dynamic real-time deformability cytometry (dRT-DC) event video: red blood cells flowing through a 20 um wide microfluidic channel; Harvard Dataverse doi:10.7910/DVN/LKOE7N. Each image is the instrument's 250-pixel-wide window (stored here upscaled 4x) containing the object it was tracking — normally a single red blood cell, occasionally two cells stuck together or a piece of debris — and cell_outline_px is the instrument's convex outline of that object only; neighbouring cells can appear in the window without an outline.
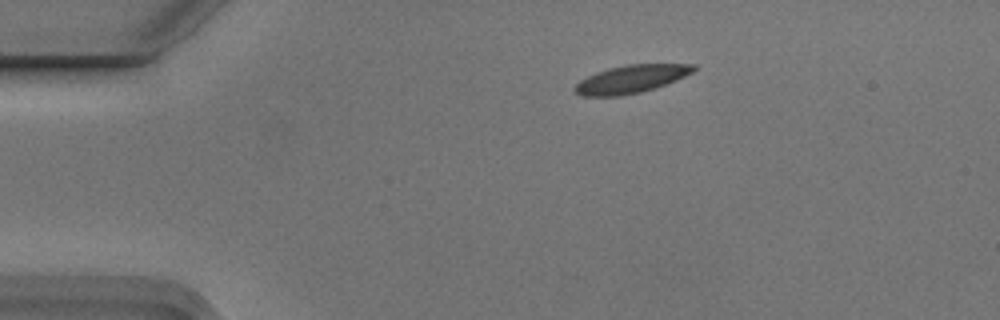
{"species": "Egyptian fruit bat (a non-hibernating species)", "species_latin": "Rousettus aegyptiacus", "temperature_condition": "cold", "stored_images_in_passage": 5, "camera_frame_rate_fps": 3000, "um_per_image_px": 0.085, "animal": {"sex": "male"}, "frame": {"image": 1, "passage_image": 2, "time_ms": 0.333, "image_size_px": [1000, 320], "cell_outline_px": [[696, 68], [692, 72], [676, 80], [640, 92], [620, 96], [580, 96], [572, 88], [580, 80], [596, 72], [608, 68], [628, 64], [696, 64]], "centroid_in_image_um": [53.6, 6.72], "position_along_channel_um": 31.4, "area_um2": 19.13}}
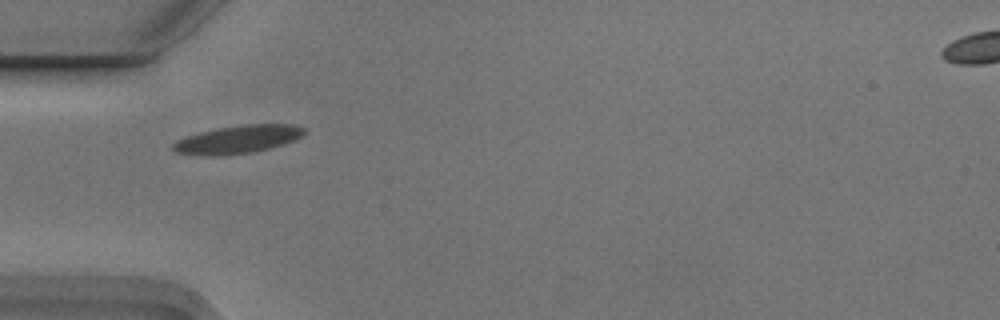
{"frame": {"image": 2, "passage_image": 4, "time_ms": 1.0, "image_size_px": [1000, 320], "cell_outline_px": [[304, 132], [300, 136], [292, 140], [268, 148], [248, 152], [212, 156], [208, 156], [176, 152], [172, 148], [172, 144], [176, 140], [184, 136], [216, 128], [244, 124], [292, 124], [304, 128]], "centroid_in_image_um": [20.13, 11.83], "position_along_channel_um": 64.9, "area_um2": 20.98}}